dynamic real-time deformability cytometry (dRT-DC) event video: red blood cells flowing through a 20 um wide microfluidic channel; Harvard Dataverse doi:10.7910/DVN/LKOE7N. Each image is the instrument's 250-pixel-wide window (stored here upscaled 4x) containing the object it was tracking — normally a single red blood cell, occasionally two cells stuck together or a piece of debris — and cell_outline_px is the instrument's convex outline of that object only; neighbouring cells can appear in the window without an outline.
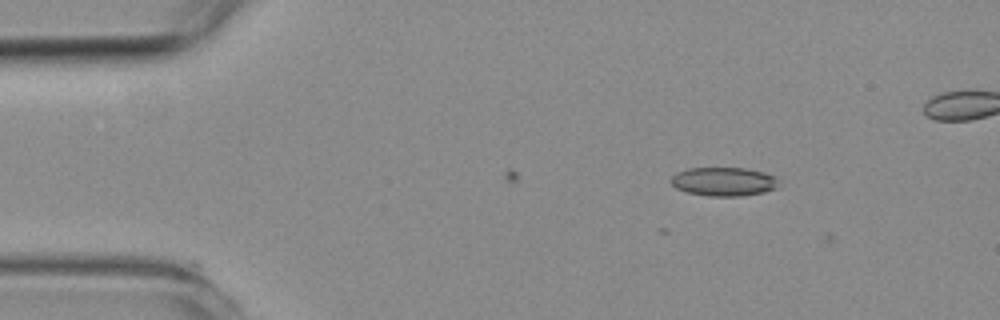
{"species": "common noctule bat (a hibernating species)", "species_latin": "Nyctalus noctula", "temperature_condition": "room temperature", "stored_images_in_passage": 3, "camera_frame_rate_fps": 3000, "um_per_image_px": 0.085, "animal": {"sex": "female", "body_mass_g": 19.3, "forearm_length_mm": 54.1}, "frame": {"image": 1, "passage_image": 2, "time_ms": 0.333, "image_size_px": [1000, 320], "cell_outline_px": [[776, 188], [764, 192], [740, 196], [708, 196], [688, 192], [676, 188], [668, 180], [676, 172], [688, 168], [744, 168], [764, 172], [776, 176]], "centroid_in_image_um": [61.47, 15.43], "position_along_channel_um": 23.5, "area_um2": 18.03}}